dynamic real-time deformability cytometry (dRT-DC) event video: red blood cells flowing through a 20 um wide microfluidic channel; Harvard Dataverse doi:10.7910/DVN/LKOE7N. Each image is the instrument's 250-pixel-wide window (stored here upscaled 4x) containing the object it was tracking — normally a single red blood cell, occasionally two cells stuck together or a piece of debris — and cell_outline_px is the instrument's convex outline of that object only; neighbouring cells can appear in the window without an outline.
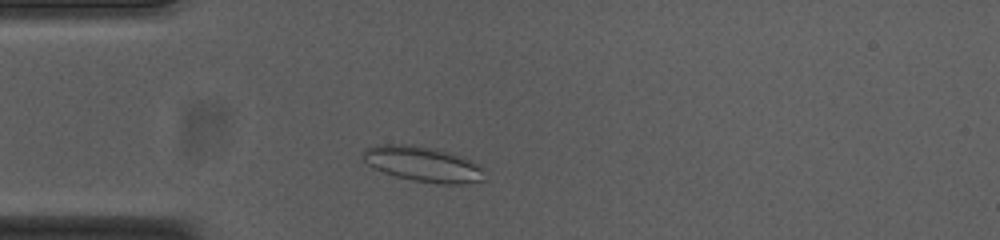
{"species": "common noctule bat (a hibernating species)", "species_latin": "Nyctalus noctula", "temperature_condition": "cold", "stored_images_in_passage": 38, "camera_frame_rate_fps": 3000, "um_per_image_px": 0.085, "animal": {"sex": "female", "body_mass_g": 23.0, "forearm_length_mm": 53.4}, "frame": {"image": 1, "passage_image": 6, "time_ms": 1.667, "image_size_px": [1000, 240], "cell_outline_px": [[484, 180], [464, 184], [440, 184], [412, 180], [396, 176], [372, 168], [364, 160], [364, 152], [368, 148], [376, 144], [412, 144], [436, 148], [460, 156], [476, 164], [480, 168]], "centroid_in_image_um": [35.91, 13.94], "position_along_channel_um": 49.1, "area_um2": 24.68}}
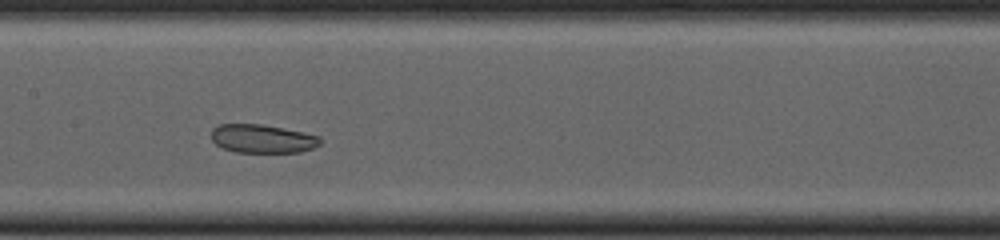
{"frame": {"image": 2, "passage_image": 18, "time_ms": 5.667, "image_size_px": [1000, 240], "cell_outline_px": [[320, 144], [312, 148], [300, 152], [236, 152], [224, 148], [216, 144], [212, 140], [212, 128], [220, 124], [260, 124], [304, 132], [320, 136]], "centroid_in_image_um": [22.3, 11.79], "position_along_channel_um": 185.1, "area_um2": 17.98}}
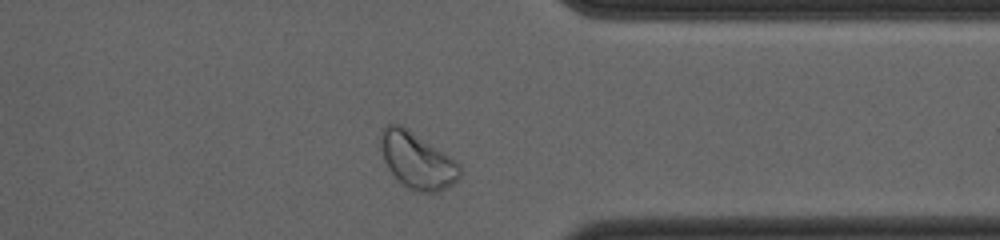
{"frame": {"image": 3, "passage_image": 34, "time_ms": 11.0, "image_size_px": [1000, 240], "cell_outline_px": [[464, 172], [448, 188], [436, 192], [420, 192], [408, 188], [400, 184], [388, 168], [384, 160], [380, 144], [380, 132], [388, 124], [400, 124], [452, 156], [460, 164]], "centroid_in_image_um": [35.49, 13.65], "position_along_channel_um": 375.9, "area_um2": 26.24}, "authors_computed_cell_mechanics": {"area_um2": 20.4034, "velocity_mm_per_s": 3.6958, "shape_relaxation_time_tau1_ms": null, "shape_relaxation_time_tau2_ms": 4.8925, "deformation_change_tau1": null, "deformation_change_tau2": 0.0946}}